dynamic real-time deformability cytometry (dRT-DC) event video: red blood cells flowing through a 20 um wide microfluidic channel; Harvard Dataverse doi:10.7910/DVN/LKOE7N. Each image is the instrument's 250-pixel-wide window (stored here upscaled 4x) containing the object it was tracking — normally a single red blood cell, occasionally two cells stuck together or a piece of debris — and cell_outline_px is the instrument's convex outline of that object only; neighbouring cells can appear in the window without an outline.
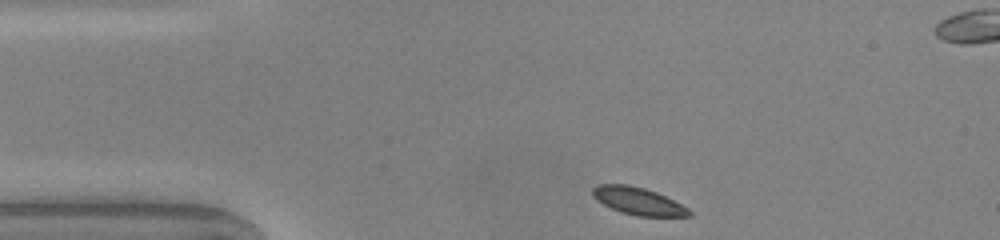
{"species": "common noctule bat (a hibernating species)", "species_latin": "Nyctalus noctula", "temperature_condition": "warm", "stored_images_in_passage": 43, "camera_frame_rate_fps": 3000, "um_per_image_px": 0.085, "animal": {"sex": "male", "body_mass_g": 20.0, "forearm_length_mm": 53.3}, "frame": {"image": 1, "passage_image": 1, "time_ms": 0.0, "image_size_px": [1000, 240], "cell_outline_px": [[692, 216], [636, 216], [620, 212], [596, 200], [592, 196], [592, 188], [596, 184], [628, 184], [644, 188], [656, 192], [688, 208], [692, 212]], "centroid_in_image_um": [54.21, 17.08], "position_along_channel_um": 30.8, "area_um2": 15.37}}
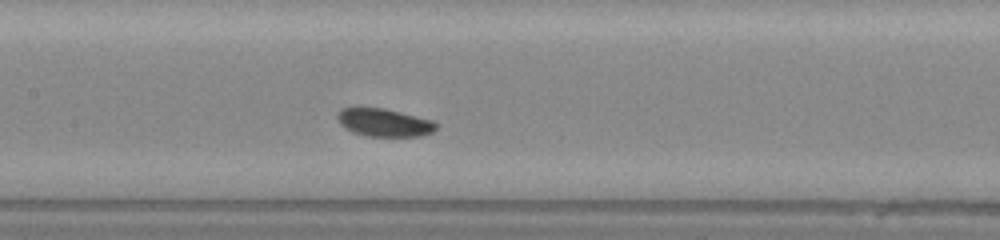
{"frame": {"image": 2, "passage_image": 15, "time_ms": 4.667, "image_size_px": [1000, 240], "cell_outline_px": [[436, 128], [432, 132], [420, 136], [368, 136], [352, 132], [344, 128], [340, 124], [336, 116], [336, 112], [340, 108], [384, 108], [432, 120], [436, 124]], "centroid_in_image_um": [32.6, 10.41], "position_along_channel_um": 174.8, "area_um2": 16.01}}
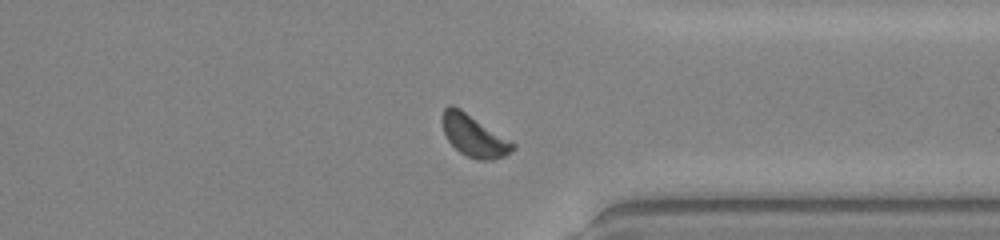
{"frame": {"image": 3, "passage_image": 30, "time_ms": 9.667, "image_size_px": [1000, 240], "cell_outline_px": [[516, 148], [504, 156], [492, 160], [476, 160], [460, 152], [448, 140], [444, 132], [444, 108], [448, 104], [452, 104], [460, 108], [516, 144]], "centroid_in_image_um": [40.31, 11.55], "position_along_channel_um": 371.1, "area_um2": 16.82}, "authors_computed_cell_mechanics": {"area_um2": 16.184, "velocity_mm_per_s": 4.0149, "shape_relaxation_time_tau1_ms": null, "shape_relaxation_time_tau2_ms": 2.2575, "deformation_change_tau1": null, "deformation_change_tau2": 0.0539}}